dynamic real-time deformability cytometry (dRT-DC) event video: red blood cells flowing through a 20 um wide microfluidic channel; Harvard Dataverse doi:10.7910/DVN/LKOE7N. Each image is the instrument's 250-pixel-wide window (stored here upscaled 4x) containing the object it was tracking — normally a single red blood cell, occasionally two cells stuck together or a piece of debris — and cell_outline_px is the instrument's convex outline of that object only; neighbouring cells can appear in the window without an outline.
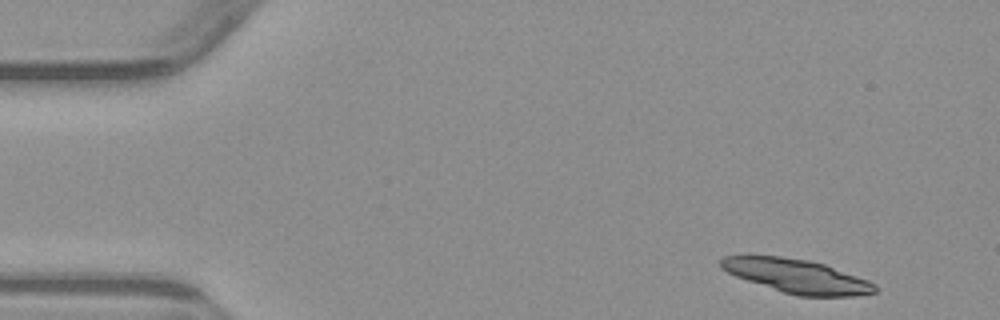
{"species": "common noctule bat (a hibernating species)", "species_latin": "Nyctalus noctula", "temperature_condition": "warm", "stored_images_in_passage": 4, "camera_frame_rate_fps": 3000, "um_per_image_px": 0.085, "animal": {"sex": "male", "body_mass_g": 23.1, "forearm_length_mm": 52.7}, "frame": {"image": 1, "passage_image": 1, "time_ms": 0.0, "image_size_px": [1000, 320], "cell_outline_px": [[880, 288], [876, 292], [852, 296], [796, 296], [736, 276], [720, 268], [720, 260], [724, 256], [780, 256], [808, 260], [824, 264], [868, 280], [876, 284]], "centroid_in_image_um": [67.77, 23.47], "position_along_channel_um": 17.2, "area_um2": 30.0}}
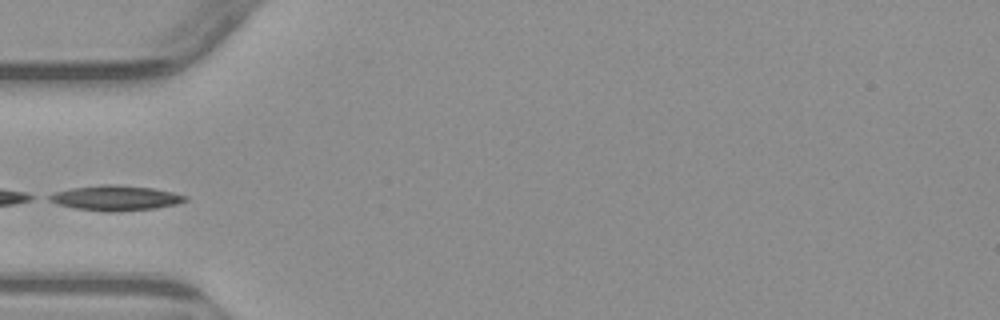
{"frame": {"image": 2, "passage_image": 4, "time_ms": 4.333, "image_size_px": [1000, 320], "cell_outline_px": [[188, 200], [176, 204], [156, 208], [116, 212], [104, 212], [72, 208], [56, 204], [48, 200], [48, 196], [56, 192], [72, 188], [100, 184], [112, 184], [152, 188], [172, 192], [188, 196]], "centroid_in_image_um": [9.81, 16.84], "position_along_channel_um": 75.2, "area_um2": 20.0}}